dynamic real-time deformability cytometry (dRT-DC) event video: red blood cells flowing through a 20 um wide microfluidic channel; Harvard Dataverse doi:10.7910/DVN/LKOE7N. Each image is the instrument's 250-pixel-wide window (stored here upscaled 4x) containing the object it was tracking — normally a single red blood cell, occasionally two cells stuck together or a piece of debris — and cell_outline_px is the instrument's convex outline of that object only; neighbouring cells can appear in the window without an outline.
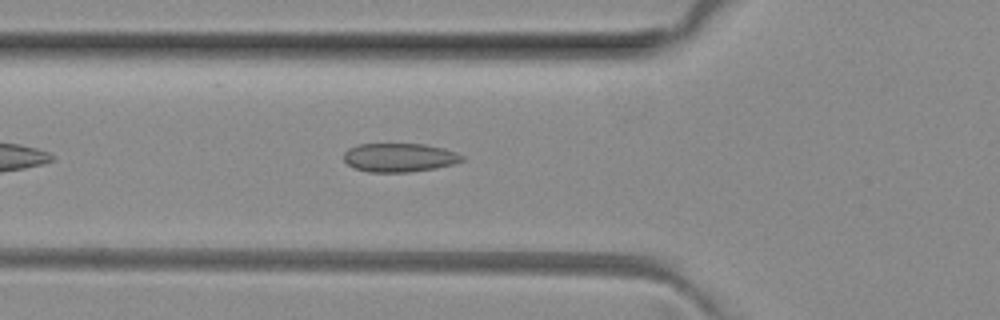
{"species": "common noctule bat (a hibernating species)", "species_latin": "Nyctalus noctula", "temperature_condition": "room temperature", "stored_images_in_passage": 39, "camera_frame_rate_fps": 3000, "um_per_image_px": 0.085, "animal": {"sex": "female", "body_mass_g": 29.2, "forearm_length_mm": 56.3}, "frame": {"image": 1, "passage_image": 6, "time_ms": 1.667, "image_size_px": [1000, 320], "cell_outline_px": [[464, 160], [452, 164], [436, 168], [408, 172], [368, 172], [356, 168], [348, 164], [344, 160], [344, 152], [348, 148], [360, 144], [424, 144], [444, 148], [456, 152], [464, 156]], "centroid_in_image_um": [33.96, 13.39], "position_along_channel_um": 91.8, "area_um2": 19.77}}
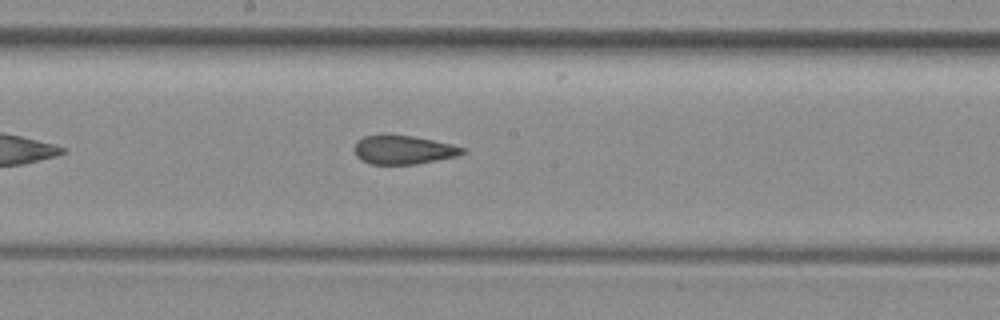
{"frame": {"image": 2, "passage_image": 15, "time_ms": 4.667, "image_size_px": [1000, 320], "cell_outline_px": [[468, 152], [456, 156], [416, 164], [368, 164], [360, 160], [356, 156], [356, 140], [364, 136], [412, 136], [452, 144], [464, 148]], "centroid_in_image_um": [34.3, 12.75], "position_along_channel_um": 213.9, "area_um2": 17.8}}
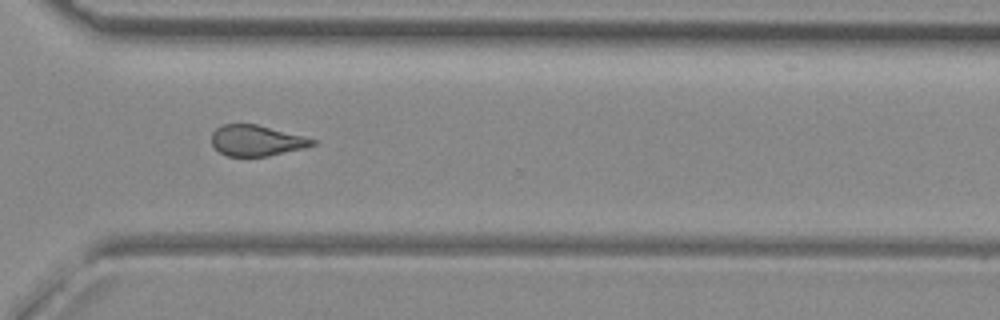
{"frame": {"image": 3, "passage_image": 25, "time_ms": 8.0, "image_size_px": [1000, 320], "cell_outline_px": [[316, 144], [304, 148], [268, 156], [228, 156], [220, 152], [212, 144], [212, 132], [216, 128], [224, 124], [256, 124], [304, 136], [316, 140]], "centroid_in_image_um": [21.81, 11.94], "position_along_channel_um": 348.8, "area_um2": 17.98}, "authors_computed_cell_mechanics": {"area_um2": 19.0162, "velocity_mm_per_s": 4.0554, "shape_relaxation_time_tau1_ms": null, "shape_relaxation_time_tau2_ms": 2.0206, "deformation_change_tau1": null, "deformation_change_tau2": 0.076}}